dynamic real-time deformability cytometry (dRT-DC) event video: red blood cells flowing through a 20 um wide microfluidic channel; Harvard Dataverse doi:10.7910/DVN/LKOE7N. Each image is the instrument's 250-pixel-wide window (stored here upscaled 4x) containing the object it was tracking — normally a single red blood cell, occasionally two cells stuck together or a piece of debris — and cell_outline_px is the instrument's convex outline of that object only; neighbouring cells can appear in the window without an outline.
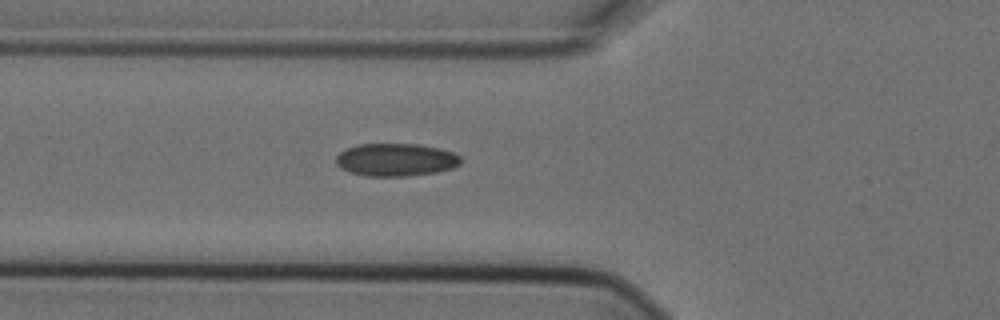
{"species": "Egyptian fruit bat (a non-hibernating species)", "species_latin": "Rousettus aegyptiacus", "temperature_condition": "cold", "stored_images_in_passage": 6, "segment_of_instrument_passage": [1, 2], "camera_frame_rate_fps": 3000, "um_per_image_px": 0.085, "animal": {"sex": "female"}, "frame": {"image": 1, "passage_image": 5, "time_ms": 1.333, "image_size_px": [1000, 320], "cell_outline_px": [[460, 164], [452, 168], [436, 172], [404, 176], [368, 176], [348, 172], [340, 168], [336, 164], [336, 156], [340, 152], [348, 148], [360, 144], [420, 144], [440, 148], [452, 152], [460, 156]], "centroid_in_image_um": [33.63, 13.58], "position_along_channel_um": 92.2, "area_um2": 23.81}}